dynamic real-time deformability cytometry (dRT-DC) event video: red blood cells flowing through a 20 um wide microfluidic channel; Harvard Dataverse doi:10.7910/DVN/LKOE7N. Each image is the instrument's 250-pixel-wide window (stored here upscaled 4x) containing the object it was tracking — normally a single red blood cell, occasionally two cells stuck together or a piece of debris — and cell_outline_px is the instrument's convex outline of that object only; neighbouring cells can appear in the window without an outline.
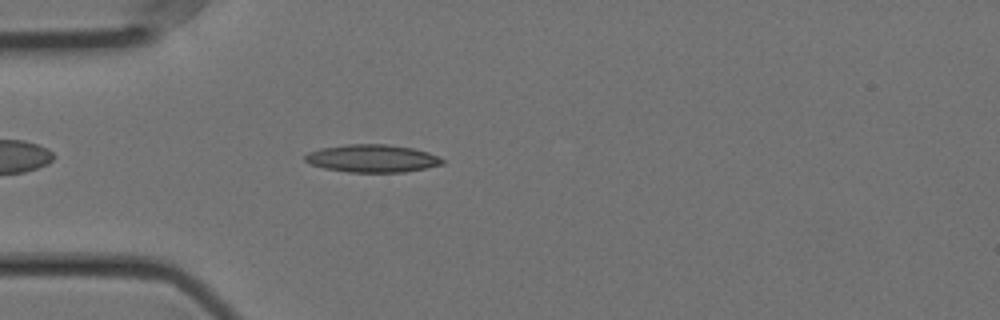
{"species": "Egyptian fruit bat (a non-hibernating species)", "species_latin": "Rousettus aegyptiacus", "temperature_condition": "cold", "stored_images_in_passage": 47, "camera_frame_rate_fps": 3000, "um_per_image_px": 0.085, "animal": {"sex": "female"}, "frame": {"image": 1, "passage_image": 6, "time_ms": 1.667, "image_size_px": [1000, 320], "cell_outline_px": [[444, 164], [404, 172], [348, 172], [324, 168], [308, 164], [304, 160], [304, 156], [308, 152], [320, 148], [348, 144], [388, 144], [412, 148], [428, 152], [444, 160]], "centroid_in_image_um": [31.59, 13.46], "position_along_channel_um": 53.4, "area_um2": 22.2}}
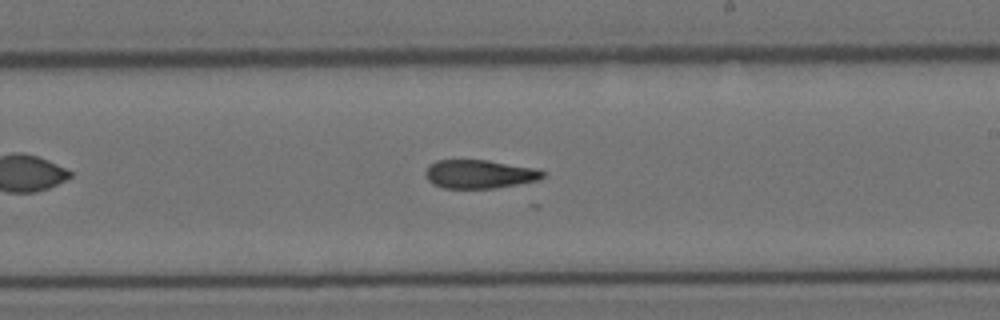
{"frame": {"image": 2, "passage_image": 23, "time_ms": 7.333, "image_size_px": [1000, 320], "cell_outline_px": [[544, 176], [540, 180], [496, 188], [444, 188], [432, 184], [428, 180], [424, 172], [428, 164], [436, 160], [488, 160], [540, 168], [544, 172]], "centroid_in_image_um": [40.77, 14.79], "position_along_channel_um": 248.2, "area_um2": 19.88}}
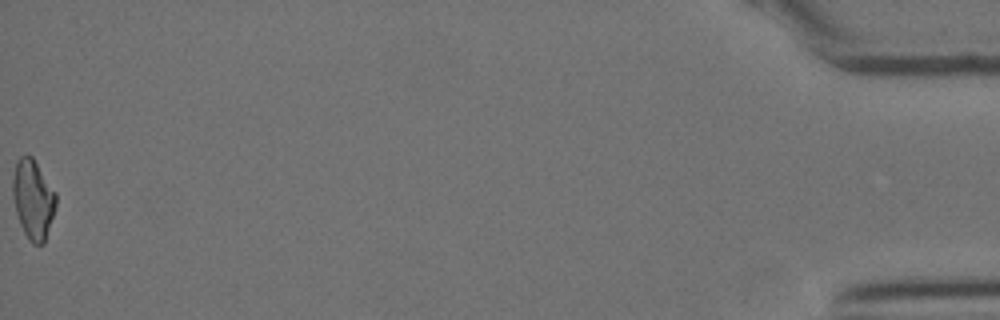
{"frame": {"image": 3, "passage_image": 47, "time_ms": 15.333, "image_size_px": [1000, 320], "cell_outline_px": [[56, 204], [44, 244], [32, 244], [24, 232], [20, 224], [16, 212], [12, 196], [12, 180], [16, 160], [20, 156], [32, 156], [56, 192]], "centroid_in_image_um": [2.8, 16.93], "position_along_channel_um": 432.4, "area_um2": 19.94}, "authors_computed_cell_mechanics": {"area_um2": 20.3456, "velocity_mm_per_s": 3.5509, "shape_relaxation_time_tau1_ms": 5.648, "shape_relaxation_time_tau2_ms": null, "deformation_change_tau1": 0.1661, "deformation_change_tau2": null}}